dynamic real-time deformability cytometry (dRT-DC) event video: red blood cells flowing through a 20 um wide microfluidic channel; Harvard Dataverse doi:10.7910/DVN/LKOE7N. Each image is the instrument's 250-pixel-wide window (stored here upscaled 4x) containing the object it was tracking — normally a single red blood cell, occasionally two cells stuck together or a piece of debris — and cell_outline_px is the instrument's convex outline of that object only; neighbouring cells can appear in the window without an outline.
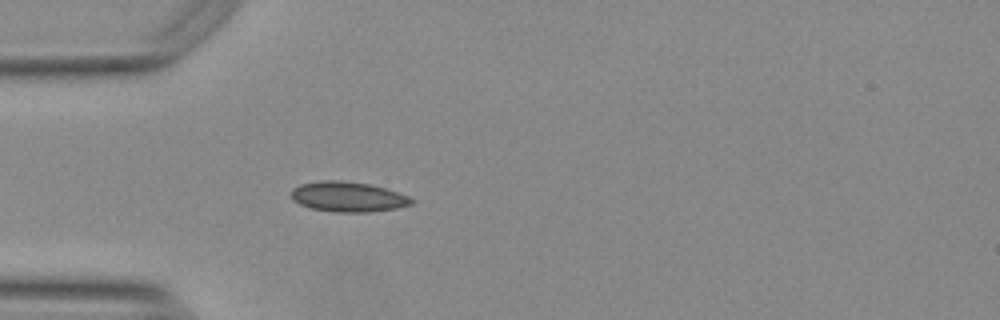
{"species": "Egyptian fruit bat (a non-hibernating species)", "species_latin": "Rousettus aegyptiacus", "temperature_condition": "warm", "stored_images_in_passage": 37, "camera_frame_rate_fps": 3000, "um_per_image_px": 0.085, "animal": {"sex": "female"}, "frame": {"image": 1, "passage_image": 1, "time_ms": 0.0, "image_size_px": [1000, 320], "cell_outline_px": [[416, 200], [412, 204], [396, 208], [368, 212], [336, 212], [312, 208], [300, 204], [292, 200], [292, 188], [300, 184], [320, 180], [340, 180], [368, 184], [384, 188], [408, 196]], "centroid_in_image_um": [29.57, 16.72], "position_along_channel_um": 55.4, "area_um2": 20.98}}
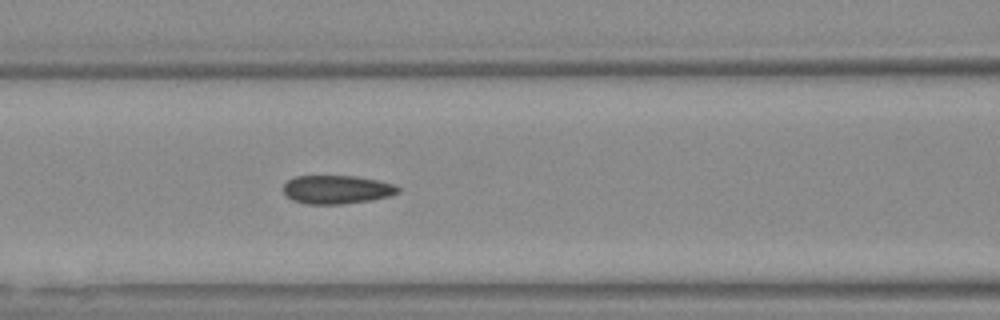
{"frame": {"image": 2, "passage_image": 8, "time_ms": 2.333, "image_size_px": [1000, 320], "cell_outline_px": [[400, 192], [388, 196], [372, 200], [344, 204], [308, 204], [292, 200], [284, 192], [284, 184], [292, 176], [356, 176], [396, 184], [400, 188]], "centroid_in_image_um": [28.65, 16.11], "position_along_channel_um": 138.0, "area_um2": 19.13}}
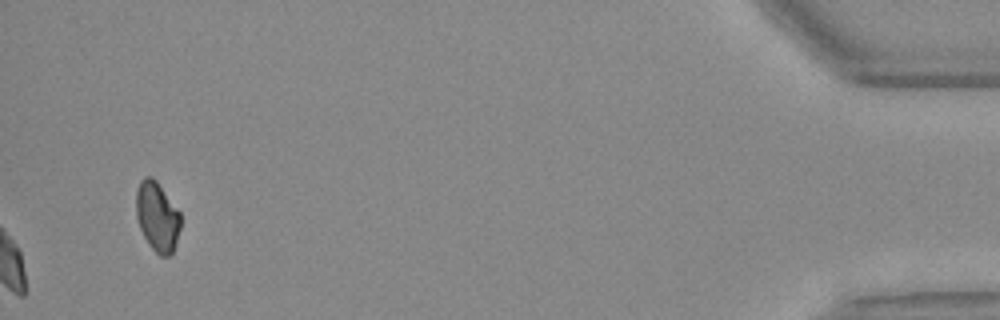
{"frame": {"image": 3, "passage_image": 37, "time_ms": 12.0, "image_size_px": [1000, 320], "cell_outline_px": [[180, 228], [172, 252], [168, 256], [160, 256], [148, 244], [140, 228], [136, 216], [136, 192], [140, 180], [144, 176], [152, 176], [156, 180], [180, 212]], "centroid_in_image_um": [13.35, 18.39], "position_along_channel_um": 421.9, "area_um2": 17.92}, "authors_computed_cell_mechanics": {"area_um2": 21.4438, "velocity_mm_per_s": 3.7762, "shape_relaxation_time_tau1_ms": null, "shape_relaxation_time_tau2_ms": 1.1014, "deformation_change_tau1": null, "deformation_change_tau2": 0.0318}}